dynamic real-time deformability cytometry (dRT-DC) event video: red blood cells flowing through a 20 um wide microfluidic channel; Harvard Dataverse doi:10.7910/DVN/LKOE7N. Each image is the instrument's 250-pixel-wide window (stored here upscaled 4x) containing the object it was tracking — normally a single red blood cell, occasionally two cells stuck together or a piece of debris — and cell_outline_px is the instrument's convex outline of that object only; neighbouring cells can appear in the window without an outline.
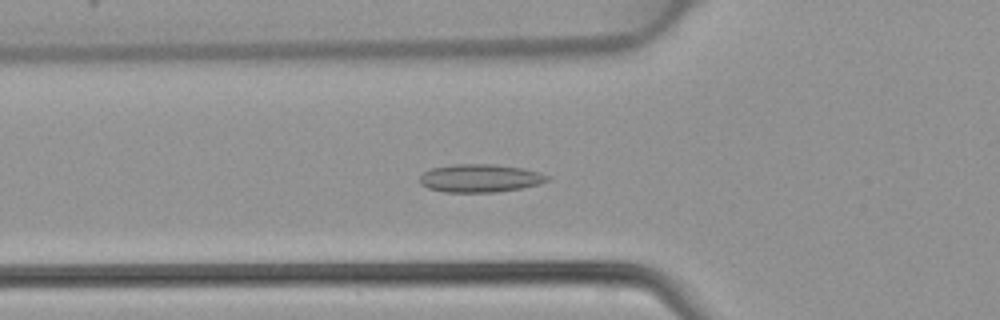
{"species": "common noctule bat (a hibernating species)", "species_latin": "Nyctalus noctula", "temperature_condition": "warm", "stored_images_in_passage": 48, "camera_frame_rate_fps": 3000, "um_per_image_px": 0.085, "animal": {"sex": "female", "body_mass_g": 22.7, "forearm_length_mm": 54.2}, "frame": {"image": 1, "passage_image": 17, "time_ms": 5.333, "image_size_px": [1000, 320], "cell_outline_px": [[548, 180], [540, 184], [520, 188], [496, 192], [444, 192], [428, 188], [420, 184], [420, 176], [424, 172], [432, 168], [452, 164], [496, 164], [524, 168], [540, 172], [548, 176]], "centroid_in_image_um": [40.8, 15.14], "position_along_channel_um": 85.0, "area_um2": 20.92}}
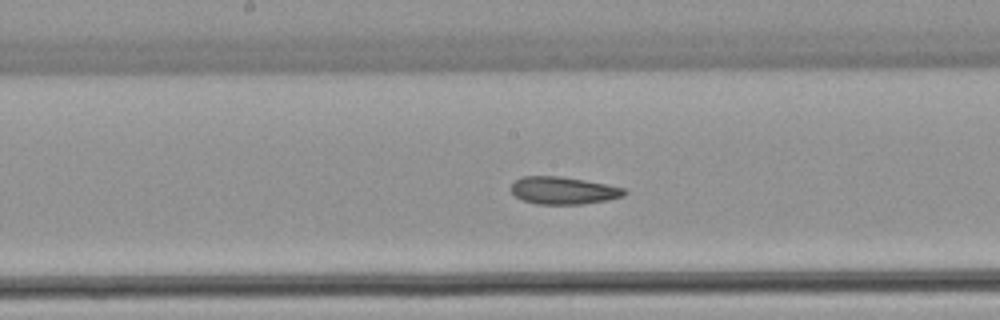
{"frame": {"image": 2, "passage_image": 25, "time_ms": 8.0, "image_size_px": [1000, 320], "cell_outline_px": [[628, 192], [624, 196], [584, 204], [536, 204], [524, 200], [516, 196], [512, 192], [512, 184], [516, 180], [524, 176], [560, 176], [608, 184], [624, 188]], "centroid_in_image_um": [47.91, 16.19], "position_along_channel_um": 200.3, "area_um2": 17.98}}
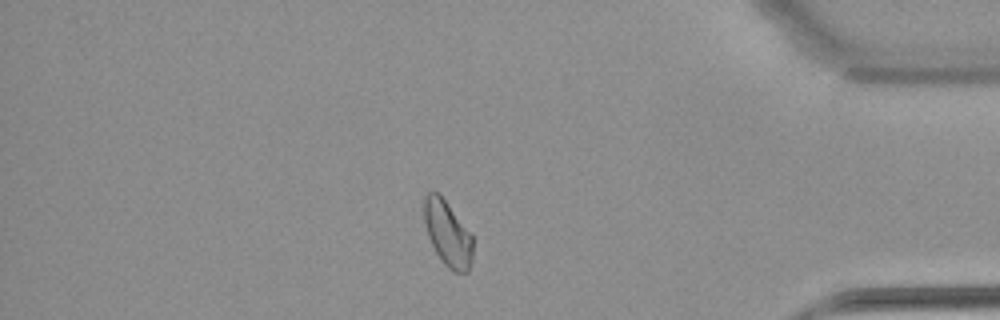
{"frame": {"image": 3, "passage_image": 41, "time_ms": 13.333, "image_size_px": [1000, 320], "cell_outline_px": [[472, 264], [468, 272], [456, 272], [448, 268], [444, 264], [436, 252], [428, 236], [424, 220], [424, 196], [428, 192], [440, 192], [472, 232]], "centroid_in_image_um": [38.07, 19.81], "position_along_channel_um": 397.1, "area_um2": 18.96}}